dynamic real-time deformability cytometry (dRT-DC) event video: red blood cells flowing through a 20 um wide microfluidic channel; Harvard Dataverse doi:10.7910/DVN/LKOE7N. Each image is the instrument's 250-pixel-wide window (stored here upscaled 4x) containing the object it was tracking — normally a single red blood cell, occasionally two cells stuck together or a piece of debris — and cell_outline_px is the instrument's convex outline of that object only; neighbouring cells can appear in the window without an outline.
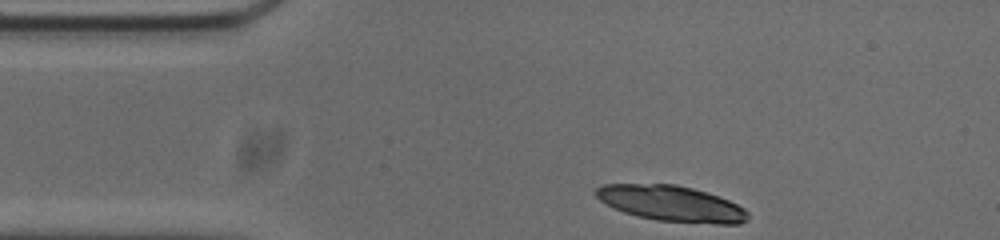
{"species": "common noctule bat (a hibernating species)", "species_latin": "Nyctalus noctula", "temperature_condition": "cold", "stored_images_in_passage": 36, "camera_frame_rate_fps": 3000, "um_per_image_px": 0.085, "animal": {"sex": "male", "body_mass_g": 20.0, "forearm_length_mm": 53.3}, "frame": {"image": 1, "passage_image": 1, "time_ms": 0.0, "image_size_px": [1000, 240], "cell_outline_px": [[748, 220], [740, 224], [716, 224], [656, 220], [636, 216], [612, 208], [600, 200], [596, 196], [596, 188], [604, 184], [676, 184], [692, 188], [728, 200], [744, 208], [748, 212]], "centroid_in_image_um": [57.06, 17.31], "position_along_channel_um": 27.9, "area_um2": 31.5}}